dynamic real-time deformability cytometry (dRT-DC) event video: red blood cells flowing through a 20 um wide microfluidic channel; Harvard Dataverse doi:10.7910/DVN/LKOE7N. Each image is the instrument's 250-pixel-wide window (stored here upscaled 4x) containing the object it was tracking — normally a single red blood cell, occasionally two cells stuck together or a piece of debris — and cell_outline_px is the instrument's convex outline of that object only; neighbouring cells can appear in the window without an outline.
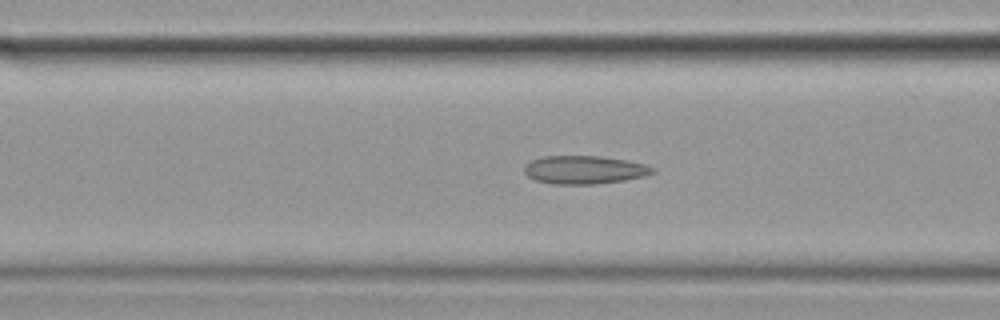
{"species": "common noctule bat (a hibernating species)", "species_latin": "Nyctalus noctula", "temperature_condition": "cold", "stored_images_in_passage": 57, "camera_frame_rate_fps": 3000, "um_per_image_px": 0.085, "animal": {"sex": "female", "body_mass_g": 19.9}, "frame": {"image": 1, "passage_image": 22, "time_ms": 7.0, "image_size_px": [1000, 320], "cell_outline_px": [[656, 172], [644, 176], [624, 180], [596, 184], [552, 184], [536, 180], [528, 176], [524, 172], [524, 164], [532, 160], [544, 156], [600, 156], [628, 160], [644, 164], [656, 168]], "centroid_in_image_um": [49.68, 14.43], "position_along_channel_um": 116.9, "area_um2": 21.21}}
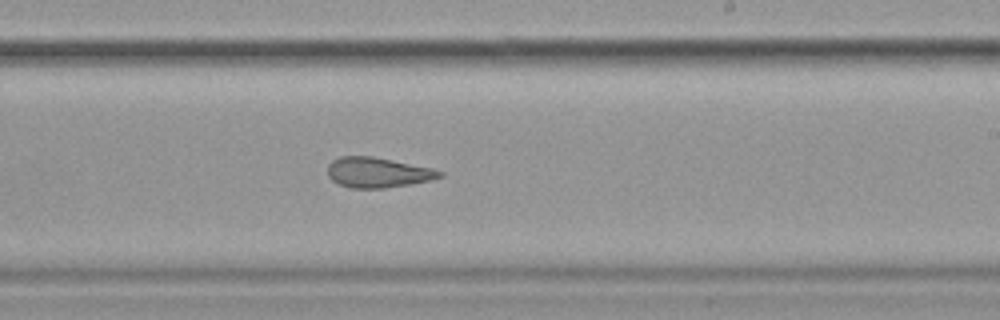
{"frame": {"image": 2, "passage_image": 34, "time_ms": 11.0, "image_size_px": [1000, 320], "cell_outline_px": [[444, 176], [432, 180], [412, 184], [384, 188], [352, 188], [340, 184], [332, 180], [328, 176], [328, 164], [332, 160], [340, 156], [372, 156], [432, 168], [444, 172]], "centroid_in_image_um": [32.13, 14.66], "position_along_channel_um": 256.9, "area_um2": 19.77}}
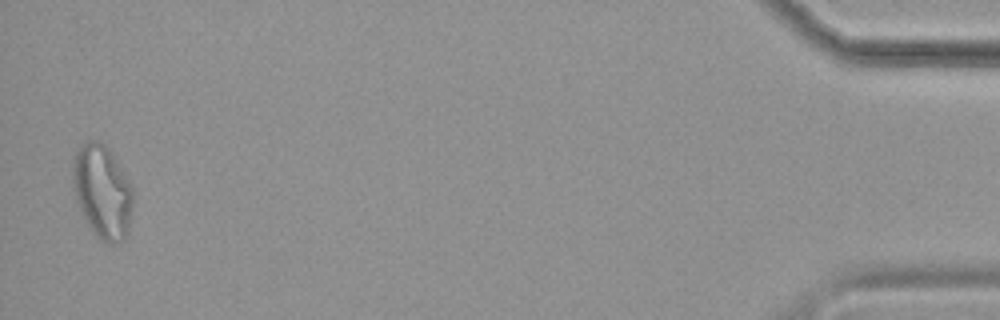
{"frame": {"image": 3, "passage_image": 56, "time_ms": 18.333, "image_size_px": [1000, 320], "cell_outline_px": [[132, 204], [128, 232], [124, 240], [112, 244], [104, 244], [92, 232], [76, 200], [72, 180], [72, 160], [76, 152], [88, 140], [100, 140], [108, 148], [132, 188]], "centroid_in_image_um": [8.68, 16.32], "position_along_channel_um": 426.5, "area_um2": 32.54}, "authors_computed_cell_mechanics": {"area_um2": 22.9466, "velocity_mm_per_s": 3.5136, "shape_relaxation_time_tau1_ms": null, "shape_relaxation_time_tau2_ms": 3.8162, "deformation_change_tau1": null, "deformation_change_tau2": 0.114}}